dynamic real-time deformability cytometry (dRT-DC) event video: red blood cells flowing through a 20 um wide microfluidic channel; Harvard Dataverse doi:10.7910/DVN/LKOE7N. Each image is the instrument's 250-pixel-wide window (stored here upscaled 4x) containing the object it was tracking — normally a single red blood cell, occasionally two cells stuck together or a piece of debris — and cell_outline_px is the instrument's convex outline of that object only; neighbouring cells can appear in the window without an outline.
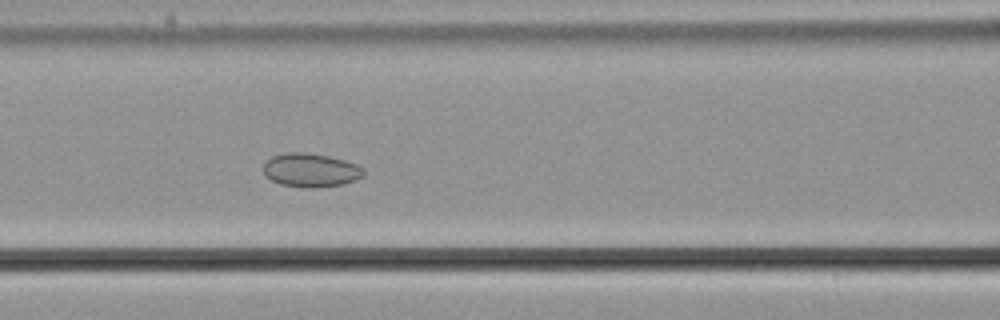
{"species": "common noctule bat (a hibernating species)", "species_latin": "Nyctalus noctula", "temperature_condition": "cold", "stored_images_in_passage": 57, "camera_frame_rate_fps": 3000, "um_per_image_px": 0.085, "animal": {"sex": "male", "body_mass_g": 21.5, "forearm_length_mm": 52.0}, "frame": {"image": 1, "passage_image": 25, "time_ms": 8.0, "image_size_px": [1000, 320], "cell_outline_px": [[364, 176], [356, 180], [340, 184], [312, 188], [308, 188], [280, 184], [264, 176], [264, 164], [272, 156], [288, 152], [304, 152], [328, 156], [344, 160], [356, 164], [364, 168]], "centroid_in_image_um": [26.41, 14.46], "position_along_channel_um": 140.2, "area_um2": 19.59}}
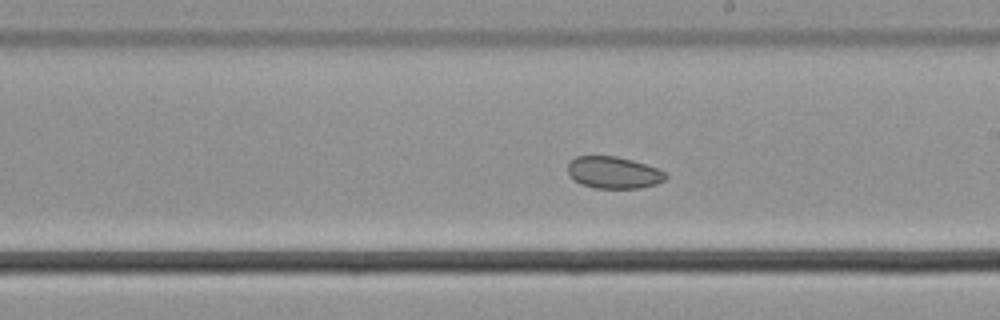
{"frame": {"image": 2, "passage_image": 33, "time_ms": 10.667, "image_size_px": [1000, 320], "cell_outline_px": [[668, 176], [664, 180], [656, 184], [640, 188], [596, 188], [580, 184], [572, 180], [568, 172], [568, 160], [576, 156], [616, 156], [632, 160], [656, 168], [664, 172]], "centroid_in_image_um": [52.1, 14.67], "position_along_channel_um": 236.9, "area_um2": 18.26}}
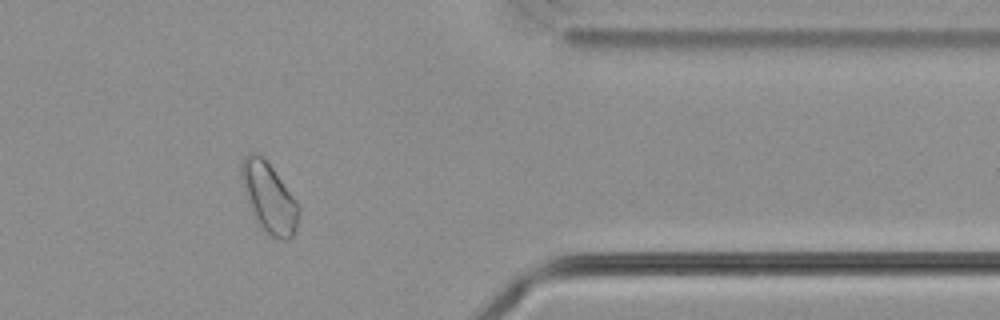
{"frame": {"image": 3, "passage_image": 47, "time_ms": 15.333, "image_size_px": [1000, 320], "cell_outline_px": [[300, 216], [296, 228], [292, 236], [288, 240], [284, 240], [272, 236], [256, 220], [252, 212], [248, 200], [240, 172], [240, 168], [244, 156], [248, 152], [256, 152], [272, 168], [300, 204]], "centroid_in_image_um": [22.9, 16.79], "position_along_channel_um": 388.5, "area_um2": 22.83}}